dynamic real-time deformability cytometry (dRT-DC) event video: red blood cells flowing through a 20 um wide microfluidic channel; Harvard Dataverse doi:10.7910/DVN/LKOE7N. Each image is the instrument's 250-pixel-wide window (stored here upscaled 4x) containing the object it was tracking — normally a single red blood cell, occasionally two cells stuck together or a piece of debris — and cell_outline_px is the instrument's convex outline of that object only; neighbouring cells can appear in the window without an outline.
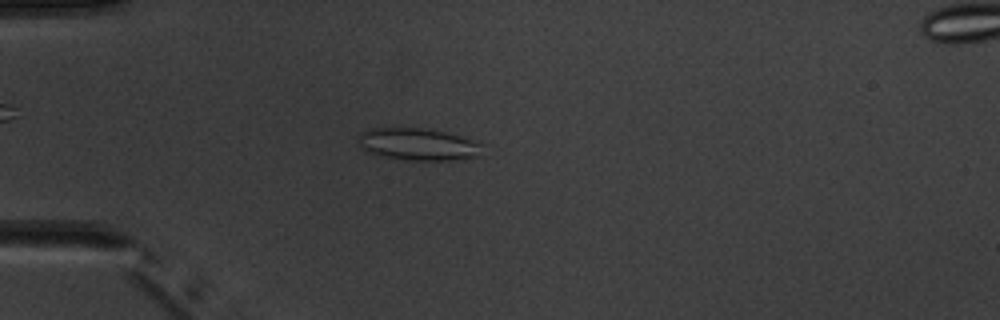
{"species": "common noctule bat (a hibernating species)", "species_latin": "Nyctalus noctula", "temperature_condition": "warm", "stored_images_in_passage": 4, "camera_frame_rate_fps": 3000, "um_per_image_px": 0.085, "animal": {"sex": "male", "body_mass_g": 20.1, "forearm_length_mm": 53.5}, "frame": {"image": 1, "passage_image": 3, "time_ms": 2.333, "image_size_px": [1000, 320], "cell_outline_px": [[484, 144], [476, 156], [448, 160], [404, 160], [380, 156], [364, 152], [356, 136], [360, 132], [368, 128], [420, 128], [444, 132], [460, 136]], "centroid_in_image_um": [35.43, 12.26], "position_along_channel_um": 49.6, "area_um2": 23.24}}